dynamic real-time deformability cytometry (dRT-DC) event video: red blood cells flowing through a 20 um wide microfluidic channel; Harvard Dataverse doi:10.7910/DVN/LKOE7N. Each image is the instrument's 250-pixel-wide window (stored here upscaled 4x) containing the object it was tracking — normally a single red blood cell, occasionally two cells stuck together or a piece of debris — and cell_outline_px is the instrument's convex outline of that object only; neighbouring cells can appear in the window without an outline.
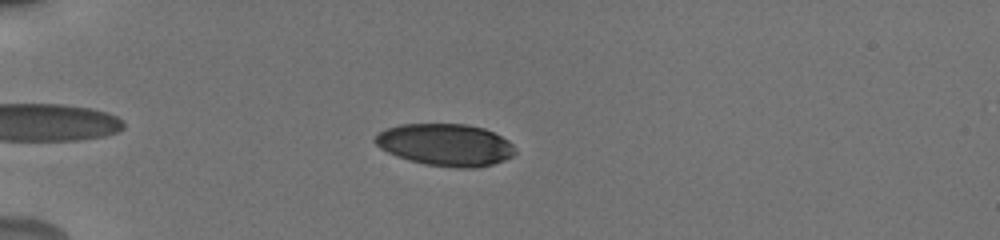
{"species": "human", "species_latin": "Homo sapiens", "temperature_condition": "cold", "stored_images_in_passage": 47, "camera_frame_rate_fps": 3000, "um_per_image_px": 0.085, "donor": {"sex": "male"}, "frame": {"image": 1, "passage_image": 8, "time_ms": 2.333, "image_size_px": [1000, 240], "cell_outline_px": [[516, 152], [512, 156], [504, 160], [492, 164], [472, 168], [456, 168], [424, 164], [408, 160], [396, 156], [380, 148], [372, 140], [384, 128], [400, 124], [464, 124], [484, 128], [508, 140], [516, 148]], "centroid_in_image_um": [37.85, 12.31], "position_along_channel_um": 47.2, "area_um2": 34.45}}
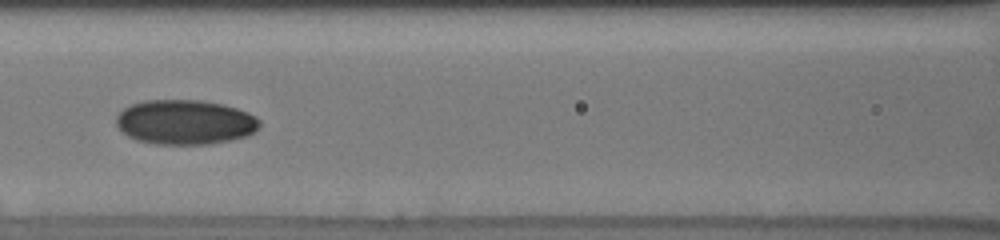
{"frame": {"image": 2, "passage_image": 19, "time_ms": 6.0, "image_size_px": [1000, 240], "cell_outline_px": [[260, 128], [256, 132], [248, 136], [232, 140], [208, 144], [156, 144], [136, 140], [128, 136], [116, 124], [116, 116], [124, 108], [132, 104], [144, 100], [200, 100], [224, 104], [248, 112], [256, 116], [260, 120]], "centroid_in_image_um": [15.77, 10.38], "position_along_channel_um": 150.8, "area_um2": 37.63}}
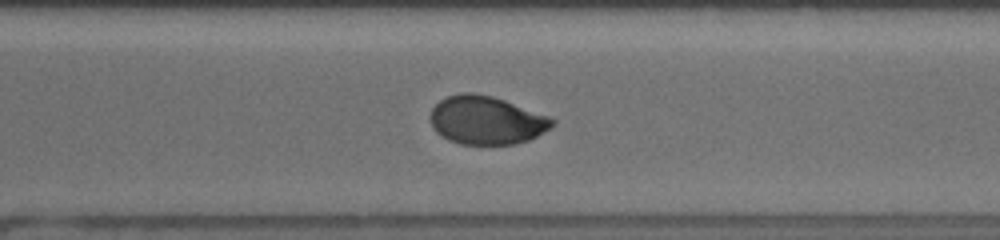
{"frame": {"image": 3, "passage_image": 33, "time_ms": 10.667, "image_size_px": [1000, 240], "cell_outline_px": [[556, 124], [552, 128], [528, 140], [512, 144], [460, 144], [448, 140], [436, 132], [432, 128], [428, 116], [432, 108], [440, 100], [448, 96], [460, 92], [472, 92], [492, 96], [504, 100], [548, 116], [556, 120]], "centroid_in_image_um": [41.31, 10.22], "position_along_channel_um": 329.3, "area_um2": 34.51}, "authors_computed_cell_mechanics": {"area_um2": 35.0846, "velocity_mm_per_s": 3.836, "shape_relaxation_time_tau1_ms": 5.8393, "shape_relaxation_time_tau2_ms": 1.4464, "deformation_change_tau1": 0.1501, "deformation_change_tau2": 0.0412}}